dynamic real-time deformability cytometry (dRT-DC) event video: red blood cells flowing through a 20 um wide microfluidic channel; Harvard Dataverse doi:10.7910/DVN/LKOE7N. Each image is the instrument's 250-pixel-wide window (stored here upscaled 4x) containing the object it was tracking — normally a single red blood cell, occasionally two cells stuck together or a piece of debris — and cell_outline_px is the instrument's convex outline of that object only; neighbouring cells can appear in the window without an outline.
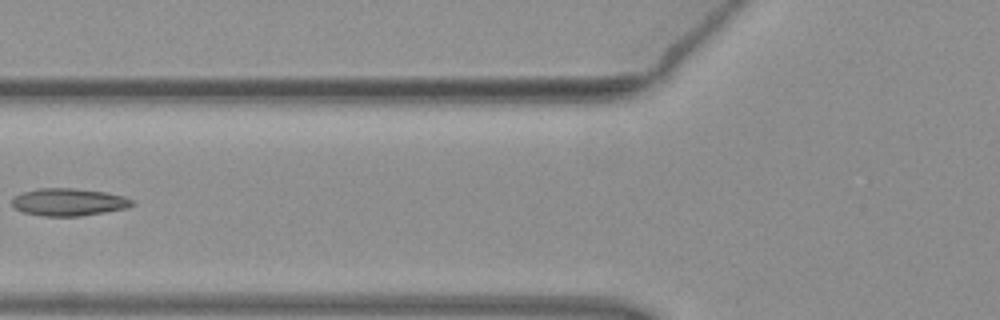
{"species": "common noctule bat (a hibernating species)", "species_latin": "Nyctalus noctula", "temperature_condition": "warm", "stored_images_in_passage": 3, "camera_frame_rate_fps": 3000, "um_per_image_px": 0.085, "animal": {"sex": "female", "body_mass_g": 19.3, "forearm_length_mm": 54.1}, "frame": {"image": 1, "passage_image": 3, "time_ms": 0.667, "image_size_px": [1000, 320], "cell_outline_px": [[136, 204], [128, 208], [80, 216], [40, 216], [24, 212], [16, 208], [12, 204], [12, 196], [20, 192], [40, 188], [72, 188], [104, 192], [124, 196], [136, 200]], "centroid_in_image_um": [5.86, 17.17], "position_along_channel_um": 119.9, "area_um2": 19.42}}